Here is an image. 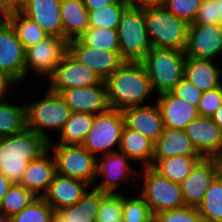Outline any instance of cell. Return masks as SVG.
<instances>
[{"label": "cell", "mask_w": 222, "mask_h": 222, "mask_svg": "<svg viewBox=\"0 0 222 222\" xmlns=\"http://www.w3.org/2000/svg\"><path fill=\"white\" fill-rule=\"evenodd\" d=\"M111 109L124 110L142 106L153 93L151 82L141 62L124 61L105 81Z\"/></svg>", "instance_id": "1"}, {"label": "cell", "mask_w": 222, "mask_h": 222, "mask_svg": "<svg viewBox=\"0 0 222 222\" xmlns=\"http://www.w3.org/2000/svg\"><path fill=\"white\" fill-rule=\"evenodd\" d=\"M47 149L48 141L29 129L0 137V172L12 183H20L28 163Z\"/></svg>", "instance_id": "2"}, {"label": "cell", "mask_w": 222, "mask_h": 222, "mask_svg": "<svg viewBox=\"0 0 222 222\" xmlns=\"http://www.w3.org/2000/svg\"><path fill=\"white\" fill-rule=\"evenodd\" d=\"M184 51L151 48L140 61L157 95L171 92L184 78Z\"/></svg>", "instance_id": "3"}, {"label": "cell", "mask_w": 222, "mask_h": 222, "mask_svg": "<svg viewBox=\"0 0 222 222\" xmlns=\"http://www.w3.org/2000/svg\"><path fill=\"white\" fill-rule=\"evenodd\" d=\"M150 44L153 48L184 51L189 24L164 5L144 8Z\"/></svg>", "instance_id": "4"}, {"label": "cell", "mask_w": 222, "mask_h": 222, "mask_svg": "<svg viewBox=\"0 0 222 222\" xmlns=\"http://www.w3.org/2000/svg\"><path fill=\"white\" fill-rule=\"evenodd\" d=\"M26 129L32 130L48 142L52 141L46 130L62 129L71 114L60 94L47 88L45 97L34 102L25 101Z\"/></svg>", "instance_id": "5"}, {"label": "cell", "mask_w": 222, "mask_h": 222, "mask_svg": "<svg viewBox=\"0 0 222 222\" xmlns=\"http://www.w3.org/2000/svg\"><path fill=\"white\" fill-rule=\"evenodd\" d=\"M119 54L124 61L140 62L152 48L144 9L128 6L117 27Z\"/></svg>", "instance_id": "6"}, {"label": "cell", "mask_w": 222, "mask_h": 222, "mask_svg": "<svg viewBox=\"0 0 222 222\" xmlns=\"http://www.w3.org/2000/svg\"><path fill=\"white\" fill-rule=\"evenodd\" d=\"M143 184L139 193L153 215L185 206L180 184L161 176L151 166L143 167Z\"/></svg>", "instance_id": "7"}, {"label": "cell", "mask_w": 222, "mask_h": 222, "mask_svg": "<svg viewBox=\"0 0 222 222\" xmlns=\"http://www.w3.org/2000/svg\"><path fill=\"white\" fill-rule=\"evenodd\" d=\"M48 149L54 153L56 173L80 179L90 186L97 181V156L82 145H48Z\"/></svg>", "instance_id": "8"}, {"label": "cell", "mask_w": 222, "mask_h": 222, "mask_svg": "<svg viewBox=\"0 0 222 222\" xmlns=\"http://www.w3.org/2000/svg\"><path fill=\"white\" fill-rule=\"evenodd\" d=\"M123 127L124 118L120 110L110 108L107 112L96 114L82 146L95 156L97 152H103L102 155L117 152L113 146L119 148Z\"/></svg>", "instance_id": "9"}, {"label": "cell", "mask_w": 222, "mask_h": 222, "mask_svg": "<svg viewBox=\"0 0 222 222\" xmlns=\"http://www.w3.org/2000/svg\"><path fill=\"white\" fill-rule=\"evenodd\" d=\"M0 72L13 85L26 77L25 48L5 17H0Z\"/></svg>", "instance_id": "10"}, {"label": "cell", "mask_w": 222, "mask_h": 222, "mask_svg": "<svg viewBox=\"0 0 222 222\" xmlns=\"http://www.w3.org/2000/svg\"><path fill=\"white\" fill-rule=\"evenodd\" d=\"M68 51V41L62 37L48 36L25 49L26 76L32 70L47 79Z\"/></svg>", "instance_id": "11"}, {"label": "cell", "mask_w": 222, "mask_h": 222, "mask_svg": "<svg viewBox=\"0 0 222 222\" xmlns=\"http://www.w3.org/2000/svg\"><path fill=\"white\" fill-rule=\"evenodd\" d=\"M48 80L51 82L48 89L58 94L65 89L105 84L94 70L80 63L68 51Z\"/></svg>", "instance_id": "12"}, {"label": "cell", "mask_w": 222, "mask_h": 222, "mask_svg": "<svg viewBox=\"0 0 222 222\" xmlns=\"http://www.w3.org/2000/svg\"><path fill=\"white\" fill-rule=\"evenodd\" d=\"M186 57L214 60L222 55V24H189Z\"/></svg>", "instance_id": "13"}, {"label": "cell", "mask_w": 222, "mask_h": 222, "mask_svg": "<svg viewBox=\"0 0 222 222\" xmlns=\"http://www.w3.org/2000/svg\"><path fill=\"white\" fill-rule=\"evenodd\" d=\"M68 52L80 63L94 70L103 81L124 63L119 51L92 48L80 39L68 41Z\"/></svg>", "instance_id": "14"}, {"label": "cell", "mask_w": 222, "mask_h": 222, "mask_svg": "<svg viewBox=\"0 0 222 222\" xmlns=\"http://www.w3.org/2000/svg\"><path fill=\"white\" fill-rule=\"evenodd\" d=\"M218 175L215 158H202L191 173L180 183L185 206L196 207L202 203L211 182Z\"/></svg>", "instance_id": "15"}, {"label": "cell", "mask_w": 222, "mask_h": 222, "mask_svg": "<svg viewBox=\"0 0 222 222\" xmlns=\"http://www.w3.org/2000/svg\"><path fill=\"white\" fill-rule=\"evenodd\" d=\"M59 94L71 112L96 115L110 109L105 84L65 89Z\"/></svg>", "instance_id": "16"}, {"label": "cell", "mask_w": 222, "mask_h": 222, "mask_svg": "<svg viewBox=\"0 0 222 222\" xmlns=\"http://www.w3.org/2000/svg\"><path fill=\"white\" fill-rule=\"evenodd\" d=\"M101 157L103 158H97L96 179L102 176L104 181L97 183V185L95 183L94 188L105 193H117L119 183L130 180L132 171L136 172L128 163V160H132L118 151L101 155Z\"/></svg>", "instance_id": "17"}, {"label": "cell", "mask_w": 222, "mask_h": 222, "mask_svg": "<svg viewBox=\"0 0 222 222\" xmlns=\"http://www.w3.org/2000/svg\"><path fill=\"white\" fill-rule=\"evenodd\" d=\"M61 0H26L19 11L37 23L49 36L63 38Z\"/></svg>", "instance_id": "18"}, {"label": "cell", "mask_w": 222, "mask_h": 222, "mask_svg": "<svg viewBox=\"0 0 222 222\" xmlns=\"http://www.w3.org/2000/svg\"><path fill=\"white\" fill-rule=\"evenodd\" d=\"M194 148L203 158H213L222 144V130L208 117H198L184 129Z\"/></svg>", "instance_id": "19"}, {"label": "cell", "mask_w": 222, "mask_h": 222, "mask_svg": "<svg viewBox=\"0 0 222 222\" xmlns=\"http://www.w3.org/2000/svg\"><path fill=\"white\" fill-rule=\"evenodd\" d=\"M90 187L80 179L55 173L47 192L42 197L56 212L77 203Z\"/></svg>", "instance_id": "20"}, {"label": "cell", "mask_w": 222, "mask_h": 222, "mask_svg": "<svg viewBox=\"0 0 222 222\" xmlns=\"http://www.w3.org/2000/svg\"><path fill=\"white\" fill-rule=\"evenodd\" d=\"M154 104L129 107L122 110V114L126 127L137 130L155 143L162 135L165 127L160 110L157 104Z\"/></svg>", "instance_id": "21"}, {"label": "cell", "mask_w": 222, "mask_h": 222, "mask_svg": "<svg viewBox=\"0 0 222 222\" xmlns=\"http://www.w3.org/2000/svg\"><path fill=\"white\" fill-rule=\"evenodd\" d=\"M155 100L164 127L185 129L191 121L199 117L197 106L183 101L172 92L159 94Z\"/></svg>", "instance_id": "22"}, {"label": "cell", "mask_w": 222, "mask_h": 222, "mask_svg": "<svg viewBox=\"0 0 222 222\" xmlns=\"http://www.w3.org/2000/svg\"><path fill=\"white\" fill-rule=\"evenodd\" d=\"M49 154L47 149L38 158L30 161L19 183L36 197H42L47 192L56 173L54 157Z\"/></svg>", "instance_id": "23"}, {"label": "cell", "mask_w": 222, "mask_h": 222, "mask_svg": "<svg viewBox=\"0 0 222 222\" xmlns=\"http://www.w3.org/2000/svg\"><path fill=\"white\" fill-rule=\"evenodd\" d=\"M201 156L184 129L165 127L154 145L152 166L159 160L174 156Z\"/></svg>", "instance_id": "24"}, {"label": "cell", "mask_w": 222, "mask_h": 222, "mask_svg": "<svg viewBox=\"0 0 222 222\" xmlns=\"http://www.w3.org/2000/svg\"><path fill=\"white\" fill-rule=\"evenodd\" d=\"M213 62L214 60L186 57L184 78L202 92L219 87L222 84V69Z\"/></svg>", "instance_id": "25"}, {"label": "cell", "mask_w": 222, "mask_h": 222, "mask_svg": "<svg viewBox=\"0 0 222 222\" xmlns=\"http://www.w3.org/2000/svg\"><path fill=\"white\" fill-rule=\"evenodd\" d=\"M91 188L74 205L56 211L55 222H96L101 198L106 193Z\"/></svg>", "instance_id": "26"}, {"label": "cell", "mask_w": 222, "mask_h": 222, "mask_svg": "<svg viewBox=\"0 0 222 222\" xmlns=\"http://www.w3.org/2000/svg\"><path fill=\"white\" fill-rule=\"evenodd\" d=\"M155 143L137 130L124 125L118 152L123 153L133 162H142V167H152Z\"/></svg>", "instance_id": "27"}, {"label": "cell", "mask_w": 222, "mask_h": 222, "mask_svg": "<svg viewBox=\"0 0 222 222\" xmlns=\"http://www.w3.org/2000/svg\"><path fill=\"white\" fill-rule=\"evenodd\" d=\"M60 13L63 38L67 41L79 39L89 28L88 10L83 0H61Z\"/></svg>", "instance_id": "28"}, {"label": "cell", "mask_w": 222, "mask_h": 222, "mask_svg": "<svg viewBox=\"0 0 222 222\" xmlns=\"http://www.w3.org/2000/svg\"><path fill=\"white\" fill-rule=\"evenodd\" d=\"M94 116L95 115L88 113L71 112L59 132V143L54 144L53 140L48 142V145H82L92 128Z\"/></svg>", "instance_id": "29"}, {"label": "cell", "mask_w": 222, "mask_h": 222, "mask_svg": "<svg viewBox=\"0 0 222 222\" xmlns=\"http://www.w3.org/2000/svg\"><path fill=\"white\" fill-rule=\"evenodd\" d=\"M202 158V156H174L159 159L152 168L161 176L180 184Z\"/></svg>", "instance_id": "30"}, {"label": "cell", "mask_w": 222, "mask_h": 222, "mask_svg": "<svg viewBox=\"0 0 222 222\" xmlns=\"http://www.w3.org/2000/svg\"><path fill=\"white\" fill-rule=\"evenodd\" d=\"M5 18L12 25L17 38L25 49L49 36L37 23L18 9L6 15Z\"/></svg>", "instance_id": "31"}, {"label": "cell", "mask_w": 222, "mask_h": 222, "mask_svg": "<svg viewBox=\"0 0 222 222\" xmlns=\"http://www.w3.org/2000/svg\"><path fill=\"white\" fill-rule=\"evenodd\" d=\"M0 98V137L21 133L26 129V108Z\"/></svg>", "instance_id": "32"}, {"label": "cell", "mask_w": 222, "mask_h": 222, "mask_svg": "<svg viewBox=\"0 0 222 222\" xmlns=\"http://www.w3.org/2000/svg\"><path fill=\"white\" fill-rule=\"evenodd\" d=\"M128 6V0H119L116 3L88 11L89 28H109L117 30L121 16Z\"/></svg>", "instance_id": "33"}, {"label": "cell", "mask_w": 222, "mask_h": 222, "mask_svg": "<svg viewBox=\"0 0 222 222\" xmlns=\"http://www.w3.org/2000/svg\"><path fill=\"white\" fill-rule=\"evenodd\" d=\"M198 211L204 220L222 222V179L219 175L211 182Z\"/></svg>", "instance_id": "34"}, {"label": "cell", "mask_w": 222, "mask_h": 222, "mask_svg": "<svg viewBox=\"0 0 222 222\" xmlns=\"http://www.w3.org/2000/svg\"><path fill=\"white\" fill-rule=\"evenodd\" d=\"M36 196L19 183H12L0 204V214L14 216Z\"/></svg>", "instance_id": "35"}, {"label": "cell", "mask_w": 222, "mask_h": 222, "mask_svg": "<svg viewBox=\"0 0 222 222\" xmlns=\"http://www.w3.org/2000/svg\"><path fill=\"white\" fill-rule=\"evenodd\" d=\"M12 219L13 222H55V211L43 197H35Z\"/></svg>", "instance_id": "36"}, {"label": "cell", "mask_w": 222, "mask_h": 222, "mask_svg": "<svg viewBox=\"0 0 222 222\" xmlns=\"http://www.w3.org/2000/svg\"><path fill=\"white\" fill-rule=\"evenodd\" d=\"M79 39L92 48L119 51L118 34L116 29L88 28Z\"/></svg>", "instance_id": "37"}, {"label": "cell", "mask_w": 222, "mask_h": 222, "mask_svg": "<svg viewBox=\"0 0 222 222\" xmlns=\"http://www.w3.org/2000/svg\"><path fill=\"white\" fill-rule=\"evenodd\" d=\"M124 195L125 194H123V222H154V215L140 194L131 198Z\"/></svg>", "instance_id": "38"}, {"label": "cell", "mask_w": 222, "mask_h": 222, "mask_svg": "<svg viewBox=\"0 0 222 222\" xmlns=\"http://www.w3.org/2000/svg\"><path fill=\"white\" fill-rule=\"evenodd\" d=\"M123 193H106L100 201L96 222H115L122 220Z\"/></svg>", "instance_id": "39"}, {"label": "cell", "mask_w": 222, "mask_h": 222, "mask_svg": "<svg viewBox=\"0 0 222 222\" xmlns=\"http://www.w3.org/2000/svg\"><path fill=\"white\" fill-rule=\"evenodd\" d=\"M201 3L202 0H165L164 6L177 18L191 24L197 17Z\"/></svg>", "instance_id": "40"}, {"label": "cell", "mask_w": 222, "mask_h": 222, "mask_svg": "<svg viewBox=\"0 0 222 222\" xmlns=\"http://www.w3.org/2000/svg\"><path fill=\"white\" fill-rule=\"evenodd\" d=\"M198 208L184 206L172 210H164L154 215V222H201Z\"/></svg>", "instance_id": "41"}, {"label": "cell", "mask_w": 222, "mask_h": 222, "mask_svg": "<svg viewBox=\"0 0 222 222\" xmlns=\"http://www.w3.org/2000/svg\"><path fill=\"white\" fill-rule=\"evenodd\" d=\"M222 105V84L214 89L204 91L197 109L200 117L211 118L213 113Z\"/></svg>", "instance_id": "42"}, {"label": "cell", "mask_w": 222, "mask_h": 222, "mask_svg": "<svg viewBox=\"0 0 222 222\" xmlns=\"http://www.w3.org/2000/svg\"><path fill=\"white\" fill-rule=\"evenodd\" d=\"M171 92L178 98L194 106H198L203 93L186 78H183Z\"/></svg>", "instance_id": "43"}, {"label": "cell", "mask_w": 222, "mask_h": 222, "mask_svg": "<svg viewBox=\"0 0 222 222\" xmlns=\"http://www.w3.org/2000/svg\"><path fill=\"white\" fill-rule=\"evenodd\" d=\"M191 24H221L219 17H216V2L202 0L197 17Z\"/></svg>", "instance_id": "44"}, {"label": "cell", "mask_w": 222, "mask_h": 222, "mask_svg": "<svg viewBox=\"0 0 222 222\" xmlns=\"http://www.w3.org/2000/svg\"><path fill=\"white\" fill-rule=\"evenodd\" d=\"M164 2L165 0H128L130 6L142 9L163 6Z\"/></svg>", "instance_id": "45"}, {"label": "cell", "mask_w": 222, "mask_h": 222, "mask_svg": "<svg viewBox=\"0 0 222 222\" xmlns=\"http://www.w3.org/2000/svg\"><path fill=\"white\" fill-rule=\"evenodd\" d=\"M119 0H83L84 6L88 11L99 9L101 7L113 4Z\"/></svg>", "instance_id": "46"}, {"label": "cell", "mask_w": 222, "mask_h": 222, "mask_svg": "<svg viewBox=\"0 0 222 222\" xmlns=\"http://www.w3.org/2000/svg\"><path fill=\"white\" fill-rule=\"evenodd\" d=\"M16 9L17 8L9 0H0V17H5Z\"/></svg>", "instance_id": "47"}, {"label": "cell", "mask_w": 222, "mask_h": 222, "mask_svg": "<svg viewBox=\"0 0 222 222\" xmlns=\"http://www.w3.org/2000/svg\"><path fill=\"white\" fill-rule=\"evenodd\" d=\"M12 182L7 179L1 172H0V204L4 198V195L7 193L8 188L11 186Z\"/></svg>", "instance_id": "48"}, {"label": "cell", "mask_w": 222, "mask_h": 222, "mask_svg": "<svg viewBox=\"0 0 222 222\" xmlns=\"http://www.w3.org/2000/svg\"><path fill=\"white\" fill-rule=\"evenodd\" d=\"M9 85H12L6 78L5 76L0 72V98L1 97H6L7 93L9 90Z\"/></svg>", "instance_id": "49"}, {"label": "cell", "mask_w": 222, "mask_h": 222, "mask_svg": "<svg viewBox=\"0 0 222 222\" xmlns=\"http://www.w3.org/2000/svg\"><path fill=\"white\" fill-rule=\"evenodd\" d=\"M211 119L222 130V105L213 113Z\"/></svg>", "instance_id": "50"}, {"label": "cell", "mask_w": 222, "mask_h": 222, "mask_svg": "<svg viewBox=\"0 0 222 222\" xmlns=\"http://www.w3.org/2000/svg\"><path fill=\"white\" fill-rule=\"evenodd\" d=\"M216 2V17H219V21L222 24V0H214Z\"/></svg>", "instance_id": "51"}, {"label": "cell", "mask_w": 222, "mask_h": 222, "mask_svg": "<svg viewBox=\"0 0 222 222\" xmlns=\"http://www.w3.org/2000/svg\"><path fill=\"white\" fill-rule=\"evenodd\" d=\"M0 222H13V219L11 216L0 214Z\"/></svg>", "instance_id": "52"}, {"label": "cell", "mask_w": 222, "mask_h": 222, "mask_svg": "<svg viewBox=\"0 0 222 222\" xmlns=\"http://www.w3.org/2000/svg\"><path fill=\"white\" fill-rule=\"evenodd\" d=\"M17 9L26 1V0H9Z\"/></svg>", "instance_id": "53"}, {"label": "cell", "mask_w": 222, "mask_h": 222, "mask_svg": "<svg viewBox=\"0 0 222 222\" xmlns=\"http://www.w3.org/2000/svg\"><path fill=\"white\" fill-rule=\"evenodd\" d=\"M217 168H218V175L222 179V159L216 160Z\"/></svg>", "instance_id": "54"}, {"label": "cell", "mask_w": 222, "mask_h": 222, "mask_svg": "<svg viewBox=\"0 0 222 222\" xmlns=\"http://www.w3.org/2000/svg\"><path fill=\"white\" fill-rule=\"evenodd\" d=\"M213 158H215L216 160L222 159V144L219 149V152Z\"/></svg>", "instance_id": "55"}, {"label": "cell", "mask_w": 222, "mask_h": 222, "mask_svg": "<svg viewBox=\"0 0 222 222\" xmlns=\"http://www.w3.org/2000/svg\"><path fill=\"white\" fill-rule=\"evenodd\" d=\"M201 222H212V221H207V220L202 219V221H201Z\"/></svg>", "instance_id": "56"}]
</instances>
